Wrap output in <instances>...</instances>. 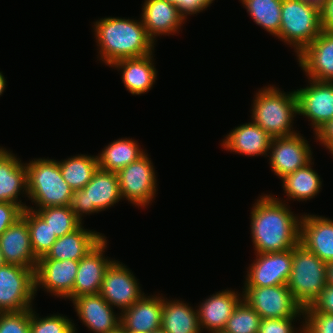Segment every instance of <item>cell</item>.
Listing matches in <instances>:
<instances>
[{
  "mask_svg": "<svg viewBox=\"0 0 333 333\" xmlns=\"http://www.w3.org/2000/svg\"><path fill=\"white\" fill-rule=\"evenodd\" d=\"M0 248L6 264H15L36 270L38 258L32 250L29 229L23 217L2 233Z\"/></svg>",
  "mask_w": 333,
  "mask_h": 333,
  "instance_id": "cell-19",
  "label": "cell"
},
{
  "mask_svg": "<svg viewBox=\"0 0 333 333\" xmlns=\"http://www.w3.org/2000/svg\"><path fill=\"white\" fill-rule=\"evenodd\" d=\"M209 333H227V332H225L224 330H220V331H212V332H209Z\"/></svg>",
  "mask_w": 333,
  "mask_h": 333,
  "instance_id": "cell-53",
  "label": "cell"
},
{
  "mask_svg": "<svg viewBox=\"0 0 333 333\" xmlns=\"http://www.w3.org/2000/svg\"><path fill=\"white\" fill-rule=\"evenodd\" d=\"M271 141L272 137L252 121L231 130L221 146L241 155L268 156Z\"/></svg>",
  "mask_w": 333,
  "mask_h": 333,
  "instance_id": "cell-25",
  "label": "cell"
},
{
  "mask_svg": "<svg viewBox=\"0 0 333 333\" xmlns=\"http://www.w3.org/2000/svg\"><path fill=\"white\" fill-rule=\"evenodd\" d=\"M6 79L2 72H0V96L3 94L5 87H6Z\"/></svg>",
  "mask_w": 333,
  "mask_h": 333,
  "instance_id": "cell-47",
  "label": "cell"
},
{
  "mask_svg": "<svg viewBox=\"0 0 333 333\" xmlns=\"http://www.w3.org/2000/svg\"><path fill=\"white\" fill-rule=\"evenodd\" d=\"M255 255L256 259L248 268L244 287L287 284L292 269V249Z\"/></svg>",
  "mask_w": 333,
  "mask_h": 333,
  "instance_id": "cell-12",
  "label": "cell"
},
{
  "mask_svg": "<svg viewBox=\"0 0 333 333\" xmlns=\"http://www.w3.org/2000/svg\"><path fill=\"white\" fill-rule=\"evenodd\" d=\"M327 263L304 245L292 249V269L287 282L290 292L304 308L311 306L327 285Z\"/></svg>",
  "mask_w": 333,
  "mask_h": 333,
  "instance_id": "cell-5",
  "label": "cell"
},
{
  "mask_svg": "<svg viewBox=\"0 0 333 333\" xmlns=\"http://www.w3.org/2000/svg\"><path fill=\"white\" fill-rule=\"evenodd\" d=\"M300 243L320 260L333 261V220L317 215H302Z\"/></svg>",
  "mask_w": 333,
  "mask_h": 333,
  "instance_id": "cell-21",
  "label": "cell"
},
{
  "mask_svg": "<svg viewBox=\"0 0 333 333\" xmlns=\"http://www.w3.org/2000/svg\"><path fill=\"white\" fill-rule=\"evenodd\" d=\"M295 319L296 317L261 319L258 333H304V321L298 332L292 325Z\"/></svg>",
  "mask_w": 333,
  "mask_h": 333,
  "instance_id": "cell-39",
  "label": "cell"
},
{
  "mask_svg": "<svg viewBox=\"0 0 333 333\" xmlns=\"http://www.w3.org/2000/svg\"><path fill=\"white\" fill-rule=\"evenodd\" d=\"M304 312H321L333 315V285L327 284L312 305L304 308Z\"/></svg>",
  "mask_w": 333,
  "mask_h": 333,
  "instance_id": "cell-41",
  "label": "cell"
},
{
  "mask_svg": "<svg viewBox=\"0 0 333 333\" xmlns=\"http://www.w3.org/2000/svg\"><path fill=\"white\" fill-rule=\"evenodd\" d=\"M151 333H165V331L160 327V328L154 330V331L151 332Z\"/></svg>",
  "mask_w": 333,
  "mask_h": 333,
  "instance_id": "cell-51",
  "label": "cell"
},
{
  "mask_svg": "<svg viewBox=\"0 0 333 333\" xmlns=\"http://www.w3.org/2000/svg\"><path fill=\"white\" fill-rule=\"evenodd\" d=\"M100 60L111 66L115 61L154 53V41L142 20L106 17L94 22Z\"/></svg>",
  "mask_w": 333,
  "mask_h": 333,
  "instance_id": "cell-2",
  "label": "cell"
},
{
  "mask_svg": "<svg viewBox=\"0 0 333 333\" xmlns=\"http://www.w3.org/2000/svg\"><path fill=\"white\" fill-rule=\"evenodd\" d=\"M254 22L271 35L279 33L282 0H240Z\"/></svg>",
  "mask_w": 333,
  "mask_h": 333,
  "instance_id": "cell-32",
  "label": "cell"
},
{
  "mask_svg": "<svg viewBox=\"0 0 333 333\" xmlns=\"http://www.w3.org/2000/svg\"><path fill=\"white\" fill-rule=\"evenodd\" d=\"M143 151L134 139L119 138L108 144L98 154V167L102 170L117 173L141 157L145 153Z\"/></svg>",
  "mask_w": 333,
  "mask_h": 333,
  "instance_id": "cell-29",
  "label": "cell"
},
{
  "mask_svg": "<svg viewBox=\"0 0 333 333\" xmlns=\"http://www.w3.org/2000/svg\"><path fill=\"white\" fill-rule=\"evenodd\" d=\"M27 208L36 211L49 224L57 238L72 233L82 225L69 206H50L43 209H33L34 207L31 206Z\"/></svg>",
  "mask_w": 333,
  "mask_h": 333,
  "instance_id": "cell-34",
  "label": "cell"
},
{
  "mask_svg": "<svg viewBox=\"0 0 333 333\" xmlns=\"http://www.w3.org/2000/svg\"><path fill=\"white\" fill-rule=\"evenodd\" d=\"M33 310L31 309L30 333H77L75 324L66 316L55 314L41 318Z\"/></svg>",
  "mask_w": 333,
  "mask_h": 333,
  "instance_id": "cell-36",
  "label": "cell"
},
{
  "mask_svg": "<svg viewBox=\"0 0 333 333\" xmlns=\"http://www.w3.org/2000/svg\"><path fill=\"white\" fill-rule=\"evenodd\" d=\"M304 333H333V315L304 312Z\"/></svg>",
  "mask_w": 333,
  "mask_h": 333,
  "instance_id": "cell-38",
  "label": "cell"
},
{
  "mask_svg": "<svg viewBox=\"0 0 333 333\" xmlns=\"http://www.w3.org/2000/svg\"><path fill=\"white\" fill-rule=\"evenodd\" d=\"M327 284L333 285V261L327 263Z\"/></svg>",
  "mask_w": 333,
  "mask_h": 333,
  "instance_id": "cell-45",
  "label": "cell"
},
{
  "mask_svg": "<svg viewBox=\"0 0 333 333\" xmlns=\"http://www.w3.org/2000/svg\"><path fill=\"white\" fill-rule=\"evenodd\" d=\"M107 240L104 237L92 250L79 260L74 286L73 300L83 295L100 293L103 277L113 260L105 257Z\"/></svg>",
  "mask_w": 333,
  "mask_h": 333,
  "instance_id": "cell-17",
  "label": "cell"
},
{
  "mask_svg": "<svg viewBox=\"0 0 333 333\" xmlns=\"http://www.w3.org/2000/svg\"><path fill=\"white\" fill-rule=\"evenodd\" d=\"M243 294L231 290H224L212 294L205 299L197 309L199 326L209 332L224 330L229 317L243 299Z\"/></svg>",
  "mask_w": 333,
  "mask_h": 333,
  "instance_id": "cell-24",
  "label": "cell"
},
{
  "mask_svg": "<svg viewBox=\"0 0 333 333\" xmlns=\"http://www.w3.org/2000/svg\"><path fill=\"white\" fill-rule=\"evenodd\" d=\"M77 316L93 333H110L121 326V316L100 295H83L72 301ZM118 315V316H117Z\"/></svg>",
  "mask_w": 333,
  "mask_h": 333,
  "instance_id": "cell-18",
  "label": "cell"
},
{
  "mask_svg": "<svg viewBox=\"0 0 333 333\" xmlns=\"http://www.w3.org/2000/svg\"><path fill=\"white\" fill-rule=\"evenodd\" d=\"M269 150L271 169L281 179L313 159L308 141L299 132L290 136L272 138Z\"/></svg>",
  "mask_w": 333,
  "mask_h": 333,
  "instance_id": "cell-14",
  "label": "cell"
},
{
  "mask_svg": "<svg viewBox=\"0 0 333 333\" xmlns=\"http://www.w3.org/2000/svg\"><path fill=\"white\" fill-rule=\"evenodd\" d=\"M22 217L27 222L34 255L39 259L47 254L58 238L36 211L26 208L23 210Z\"/></svg>",
  "mask_w": 333,
  "mask_h": 333,
  "instance_id": "cell-33",
  "label": "cell"
},
{
  "mask_svg": "<svg viewBox=\"0 0 333 333\" xmlns=\"http://www.w3.org/2000/svg\"><path fill=\"white\" fill-rule=\"evenodd\" d=\"M309 86L295 90L298 115L311 121L314 134L333 119V82L309 79Z\"/></svg>",
  "mask_w": 333,
  "mask_h": 333,
  "instance_id": "cell-13",
  "label": "cell"
},
{
  "mask_svg": "<svg viewBox=\"0 0 333 333\" xmlns=\"http://www.w3.org/2000/svg\"><path fill=\"white\" fill-rule=\"evenodd\" d=\"M141 15L147 34L154 42L160 35L178 33L185 21L179 8L165 0H145Z\"/></svg>",
  "mask_w": 333,
  "mask_h": 333,
  "instance_id": "cell-20",
  "label": "cell"
},
{
  "mask_svg": "<svg viewBox=\"0 0 333 333\" xmlns=\"http://www.w3.org/2000/svg\"><path fill=\"white\" fill-rule=\"evenodd\" d=\"M79 261L38 259L35 270V292L41 286L56 297L73 301V286Z\"/></svg>",
  "mask_w": 333,
  "mask_h": 333,
  "instance_id": "cell-15",
  "label": "cell"
},
{
  "mask_svg": "<svg viewBox=\"0 0 333 333\" xmlns=\"http://www.w3.org/2000/svg\"><path fill=\"white\" fill-rule=\"evenodd\" d=\"M125 333H143V332H138V331H133V330H125Z\"/></svg>",
  "mask_w": 333,
  "mask_h": 333,
  "instance_id": "cell-52",
  "label": "cell"
},
{
  "mask_svg": "<svg viewBox=\"0 0 333 333\" xmlns=\"http://www.w3.org/2000/svg\"><path fill=\"white\" fill-rule=\"evenodd\" d=\"M137 278L120 261L113 260L103 277L100 295L112 306L124 311L143 294Z\"/></svg>",
  "mask_w": 333,
  "mask_h": 333,
  "instance_id": "cell-11",
  "label": "cell"
},
{
  "mask_svg": "<svg viewBox=\"0 0 333 333\" xmlns=\"http://www.w3.org/2000/svg\"><path fill=\"white\" fill-rule=\"evenodd\" d=\"M121 199L117 173L98 167L83 189L73 191L69 207L82 222L84 214L109 209Z\"/></svg>",
  "mask_w": 333,
  "mask_h": 333,
  "instance_id": "cell-7",
  "label": "cell"
},
{
  "mask_svg": "<svg viewBox=\"0 0 333 333\" xmlns=\"http://www.w3.org/2000/svg\"><path fill=\"white\" fill-rule=\"evenodd\" d=\"M23 208L12 202H0V236L22 217Z\"/></svg>",
  "mask_w": 333,
  "mask_h": 333,
  "instance_id": "cell-40",
  "label": "cell"
},
{
  "mask_svg": "<svg viewBox=\"0 0 333 333\" xmlns=\"http://www.w3.org/2000/svg\"><path fill=\"white\" fill-rule=\"evenodd\" d=\"M260 315L242 299L229 317L224 329L227 333H258Z\"/></svg>",
  "mask_w": 333,
  "mask_h": 333,
  "instance_id": "cell-35",
  "label": "cell"
},
{
  "mask_svg": "<svg viewBox=\"0 0 333 333\" xmlns=\"http://www.w3.org/2000/svg\"><path fill=\"white\" fill-rule=\"evenodd\" d=\"M316 140L323 144L331 152L333 150V119L326 122L315 133Z\"/></svg>",
  "mask_w": 333,
  "mask_h": 333,
  "instance_id": "cell-43",
  "label": "cell"
},
{
  "mask_svg": "<svg viewBox=\"0 0 333 333\" xmlns=\"http://www.w3.org/2000/svg\"><path fill=\"white\" fill-rule=\"evenodd\" d=\"M312 160L294 173L282 178V186L290 200L305 201L316 196L321 189L322 181L318 173L312 169Z\"/></svg>",
  "mask_w": 333,
  "mask_h": 333,
  "instance_id": "cell-30",
  "label": "cell"
},
{
  "mask_svg": "<svg viewBox=\"0 0 333 333\" xmlns=\"http://www.w3.org/2000/svg\"><path fill=\"white\" fill-rule=\"evenodd\" d=\"M35 271L15 264L0 267V312L32 309Z\"/></svg>",
  "mask_w": 333,
  "mask_h": 333,
  "instance_id": "cell-8",
  "label": "cell"
},
{
  "mask_svg": "<svg viewBox=\"0 0 333 333\" xmlns=\"http://www.w3.org/2000/svg\"><path fill=\"white\" fill-rule=\"evenodd\" d=\"M6 263L4 261L3 255H2V251L0 248V267L4 266Z\"/></svg>",
  "mask_w": 333,
  "mask_h": 333,
  "instance_id": "cell-48",
  "label": "cell"
},
{
  "mask_svg": "<svg viewBox=\"0 0 333 333\" xmlns=\"http://www.w3.org/2000/svg\"><path fill=\"white\" fill-rule=\"evenodd\" d=\"M153 55L121 59L110 66L121 70L124 86L132 95L147 93L153 87L157 78Z\"/></svg>",
  "mask_w": 333,
  "mask_h": 333,
  "instance_id": "cell-26",
  "label": "cell"
},
{
  "mask_svg": "<svg viewBox=\"0 0 333 333\" xmlns=\"http://www.w3.org/2000/svg\"><path fill=\"white\" fill-rule=\"evenodd\" d=\"M25 166L27 197L37 209L70 205L73 190L63 179L57 160L39 158L25 163Z\"/></svg>",
  "mask_w": 333,
  "mask_h": 333,
  "instance_id": "cell-4",
  "label": "cell"
},
{
  "mask_svg": "<svg viewBox=\"0 0 333 333\" xmlns=\"http://www.w3.org/2000/svg\"><path fill=\"white\" fill-rule=\"evenodd\" d=\"M243 290L242 298L262 319L304 318L303 307L296 301L287 285L244 287Z\"/></svg>",
  "mask_w": 333,
  "mask_h": 333,
  "instance_id": "cell-9",
  "label": "cell"
},
{
  "mask_svg": "<svg viewBox=\"0 0 333 333\" xmlns=\"http://www.w3.org/2000/svg\"><path fill=\"white\" fill-rule=\"evenodd\" d=\"M212 3L209 0H179V8L180 13L187 18V15L197 14L205 8L209 7Z\"/></svg>",
  "mask_w": 333,
  "mask_h": 333,
  "instance_id": "cell-42",
  "label": "cell"
},
{
  "mask_svg": "<svg viewBox=\"0 0 333 333\" xmlns=\"http://www.w3.org/2000/svg\"><path fill=\"white\" fill-rule=\"evenodd\" d=\"M110 333H125V330L120 326L116 331Z\"/></svg>",
  "mask_w": 333,
  "mask_h": 333,
  "instance_id": "cell-49",
  "label": "cell"
},
{
  "mask_svg": "<svg viewBox=\"0 0 333 333\" xmlns=\"http://www.w3.org/2000/svg\"><path fill=\"white\" fill-rule=\"evenodd\" d=\"M251 210V235L256 253L293 249L300 243L302 216L277 197L264 194ZM289 207V208H288Z\"/></svg>",
  "mask_w": 333,
  "mask_h": 333,
  "instance_id": "cell-1",
  "label": "cell"
},
{
  "mask_svg": "<svg viewBox=\"0 0 333 333\" xmlns=\"http://www.w3.org/2000/svg\"><path fill=\"white\" fill-rule=\"evenodd\" d=\"M321 31L319 8L296 0H282L281 25L275 37L292 45L297 56Z\"/></svg>",
  "mask_w": 333,
  "mask_h": 333,
  "instance_id": "cell-6",
  "label": "cell"
},
{
  "mask_svg": "<svg viewBox=\"0 0 333 333\" xmlns=\"http://www.w3.org/2000/svg\"><path fill=\"white\" fill-rule=\"evenodd\" d=\"M296 1L314 5L320 9L327 0H296Z\"/></svg>",
  "mask_w": 333,
  "mask_h": 333,
  "instance_id": "cell-46",
  "label": "cell"
},
{
  "mask_svg": "<svg viewBox=\"0 0 333 333\" xmlns=\"http://www.w3.org/2000/svg\"><path fill=\"white\" fill-rule=\"evenodd\" d=\"M20 193L28 194L25 163L0 146V202H12L26 209L28 206L18 200Z\"/></svg>",
  "mask_w": 333,
  "mask_h": 333,
  "instance_id": "cell-22",
  "label": "cell"
},
{
  "mask_svg": "<svg viewBox=\"0 0 333 333\" xmlns=\"http://www.w3.org/2000/svg\"><path fill=\"white\" fill-rule=\"evenodd\" d=\"M31 309L0 312V333H30Z\"/></svg>",
  "mask_w": 333,
  "mask_h": 333,
  "instance_id": "cell-37",
  "label": "cell"
},
{
  "mask_svg": "<svg viewBox=\"0 0 333 333\" xmlns=\"http://www.w3.org/2000/svg\"><path fill=\"white\" fill-rule=\"evenodd\" d=\"M165 1H167L169 3H172V4H175L176 6L179 5V0H165Z\"/></svg>",
  "mask_w": 333,
  "mask_h": 333,
  "instance_id": "cell-50",
  "label": "cell"
},
{
  "mask_svg": "<svg viewBox=\"0 0 333 333\" xmlns=\"http://www.w3.org/2000/svg\"><path fill=\"white\" fill-rule=\"evenodd\" d=\"M63 179L73 191L81 190L98 169L97 156L79 155L58 161Z\"/></svg>",
  "mask_w": 333,
  "mask_h": 333,
  "instance_id": "cell-31",
  "label": "cell"
},
{
  "mask_svg": "<svg viewBox=\"0 0 333 333\" xmlns=\"http://www.w3.org/2000/svg\"><path fill=\"white\" fill-rule=\"evenodd\" d=\"M297 57L308 79L333 82V31L322 30Z\"/></svg>",
  "mask_w": 333,
  "mask_h": 333,
  "instance_id": "cell-16",
  "label": "cell"
},
{
  "mask_svg": "<svg viewBox=\"0 0 333 333\" xmlns=\"http://www.w3.org/2000/svg\"><path fill=\"white\" fill-rule=\"evenodd\" d=\"M144 153L133 163L117 172L122 199L138 207H146L156 196L157 179L153 163Z\"/></svg>",
  "mask_w": 333,
  "mask_h": 333,
  "instance_id": "cell-10",
  "label": "cell"
},
{
  "mask_svg": "<svg viewBox=\"0 0 333 333\" xmlns=\"http://www.w3.org/2000/svg\"><path fill=\"white\" fill-rule=\"evenodd\" d=\"M163 297L142 295L131 307L120 313L121 327L151 333L161 327Z\"/></svg>",
  "mask_w": 333,
  "mask_h": 333,
  "instance_id": "cell-23",
  "label": "cell"
},
{
  "mask_svg": "<svg viewBox=\"0 0 333 333\" xmlns=\"http://www.w3.org/2000/svg\"><path fill=\"white\" fill-rule=\"evenodd\" d=\"M105 236L103 234L84 229L81 225L72 233L56 240L45 256L39 259L73 260L79 261L92 250Z\"/></svg>",
  "mask_w": 333,
  "mask_h": 333,
  "instance_id": "cell-27",
  "label": "cell"
},
{
  "mask_svg": "<svg viewBox=\"0 0 333 333\" xmlns=\"http://www.w3.org/2000/svg\"><path fill=\"white\" fill-rule=\"evenodd\" d=\"M251 111L252 121L272 138L296 134L292 127L293 118L298 114L295 91L283 93L274 85L261 88L255 95Z\"/></svg>",
  "mask_w": 333,
  "mask_h": 333,
  "instance_id": "cell-3",
  "label": "cell"
},
{
  "mask_svg": "<svg viewBox=\"0 0 333 333\" xmlns=\"http://www.w3.org/2000/svg\"><path fill=\"white\" fill-rule=\"evenodd\" d=\"M161 328L165 333H201L197 309L180 300L163 297Z\"/></svg>",
  "mask_w": 333,
  "mask_h": 333,
  "instance_id": "cell-28",
  "label": "cell"
},
{
  "mask_svg": "<svg viewBox=\"0 0 333 333\" xmlns=\"http://www.w3.org/2000/svg\"><path fill=\"white\" fill-rule=\"evenodd\" d=\"M322 30L333 31V0H327L320 8Z\"/></svg>",
  "mask_w": 333,
  "mask_h": 333,
  "instance_id": "cell-44",
  "label": "cell"
}]
</instances>
